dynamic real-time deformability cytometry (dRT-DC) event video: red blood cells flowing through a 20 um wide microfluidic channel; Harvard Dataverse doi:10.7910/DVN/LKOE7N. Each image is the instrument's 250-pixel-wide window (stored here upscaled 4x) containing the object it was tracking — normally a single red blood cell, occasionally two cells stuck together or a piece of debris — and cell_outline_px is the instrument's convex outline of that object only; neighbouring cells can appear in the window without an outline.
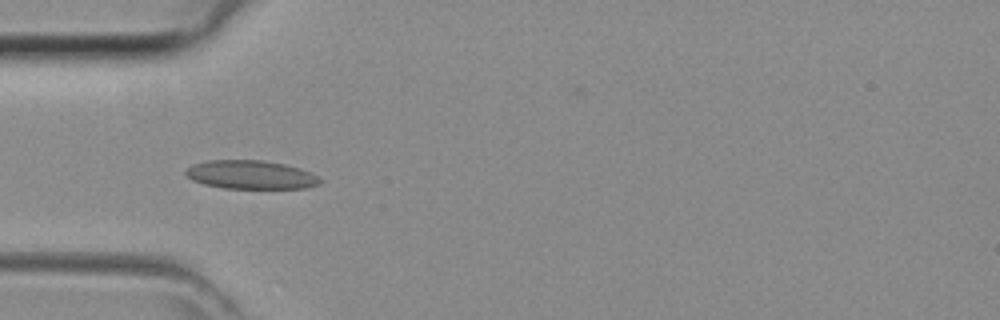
{"species": "common noctule bat (a hibernating species)", "species_latin": "Nyctalus noctula", "temperature_condition": "room temperature", "stored_images_in_passage": 36, "camera_frame_rate_fps": 3000, "um_per_image_px": 0.085, "animal": {"sex": "female", "body_mass_g": 29.2, "forearm_length_mm": 56.3}, "frame": {"image": 1, "passage_image": 6, "time_ms": 1.667, "image_size_px": [1000, 320], "cell_outline_px": [[320, 184], [308, 188], [224, 188], [204, 184], [192, 180], [184, 172], [192, 164], [208, 160], [260, 160], [284, 164], [300, 168], [316, 176], [320, 180]], "centroid_in_image_um": [21.29, 14.85], "position_along_channel_um": 63.7, "area_um2": 22.2}}
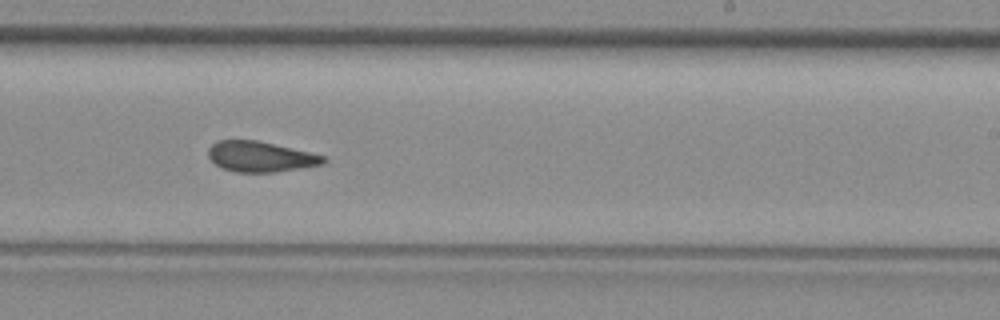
{"frame": {"image": 2, "passage_image": 19, "time_ms": 6.0, "image_size_px": [1000, 320], "cell_outline_px": [[328, 160], [324, 164], [276, 172], [236, 172], [224, 168], [216, 164], [208, 156], [208, 148], [216, 140], [256, 140], [308, 152], [324, 156]], "centroid_in_image_um": [22.13, 13.31], "position_along_channel_um": 266.9, "area_um2": 20.23}}
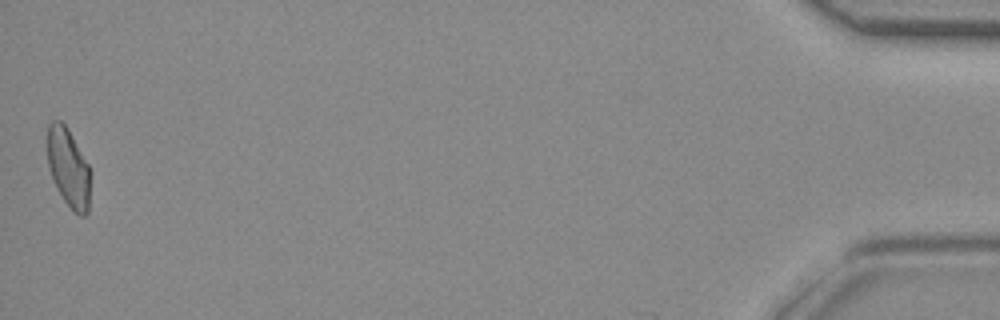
{"frame": {"image": 3, "passage_image": 36, "time_ms": 11.667, "image_size_px": [1000, 320], "cell_outline_px": [[92, 172], [88, 212], [84, 216], [80, 216], [64, 200], [56, 188], [52, 180], [48, 168], [48, 124], [52, 120], [60, 120], [68, 128], [88, 164]], "centroid_in_image_um": [5.84, 14.26], "position_along_channel_um": 429.4, "area_um2": 20.0}}